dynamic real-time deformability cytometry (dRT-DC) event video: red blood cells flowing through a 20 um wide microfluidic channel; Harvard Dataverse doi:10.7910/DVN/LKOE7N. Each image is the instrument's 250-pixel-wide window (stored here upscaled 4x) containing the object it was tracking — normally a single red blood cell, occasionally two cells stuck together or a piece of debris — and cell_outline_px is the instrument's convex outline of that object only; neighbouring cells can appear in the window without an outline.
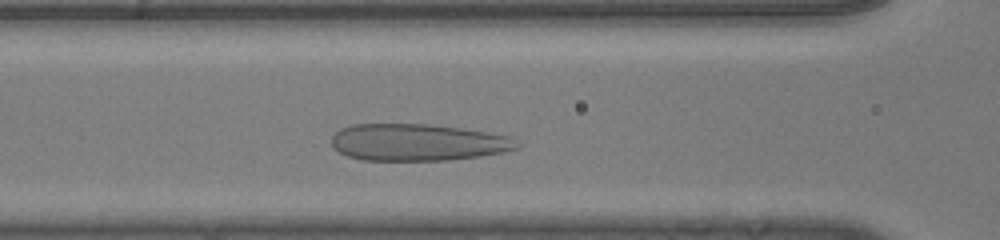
{"species": "human", "species_latin": "Homo sapiens", "temperature_condition": "room temperature", "stored_images_in_passage": 29, "camera_frame_rate_fps": 3000, "um_per_image_px": 0.085, "donor": {"sex": "male"}, "frame": {"image": 1, "passage_image": 8, "time_ms": 2.333, "image_size_px": [1000, 240], "cell_outline_px": [[520, 144], [516, 148], [500, 152], [480, 156], [448, 160], [364, 160], [348, 156], [340, 152], [332, 144], [332, 136], [340, 128], [352, 124], [428, 124], [460, 128], [508, 136]], "centroid_in_image_um": [35.46, 12.09], "position_along_channel_um": 131.1, "area_um2": 39.48}}
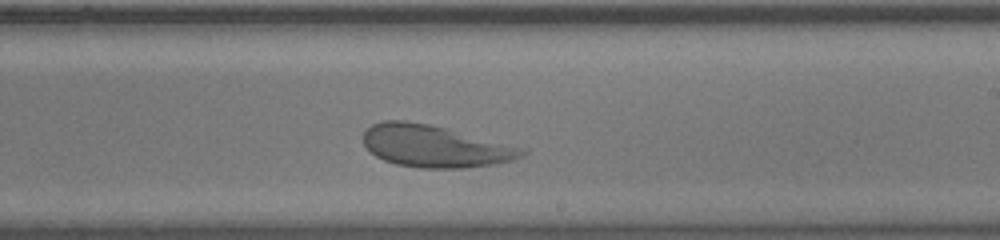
{"frame": {"image": 2, "passage_image": 17, "time_ms": 5.333, "image_size_px": [1000, 240], "cell_outline_px": [[528, 152], [512, 160], [496, 164], [460, 168], [420, 168], [396, 164], [384, 160], [376, 156], [364, 144], [364, 132], [372, 124], [384, 120], [404, 120], [428, 124], [448, 128], [528, 148]], "centroid_in_image_um": [37.01, 12.42], "position_along_channel_um": 252.0, "area_um2": 39.02}}
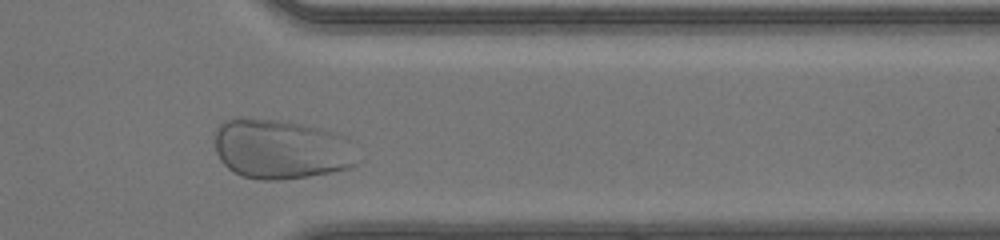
{"frame": {"image": 3, "passage_image": 27, "time_ms": 8.667, "image_size_px": [1000, 240], "cell_outline_px": [[364, 160], [348, 168], [332, 172], [308, 176], [280, 180], [260, 180], [240, 176], [228, 168], [220, 160], [216, 152], [216, 128], [224, 120], [244, 116], [276, 120], [300, 124], [320, 128], [344, 136], [348, 140]], "centroid_in_image_um": [23.91, 12.68], "position_along_channel_um": 387.5, "area_um2": 50.34}, "authors_computed_cell_mechanics": {"area_um2": 39.4774, "velocity_mm_per_s": 4.0431, "shape_relaxation_time_tau1_ms": 8.8783, "shape_relaxation_time_tau2_ms": null, "deformation_change_tau1": 0.2966, "deformation_change_tau2": null}}